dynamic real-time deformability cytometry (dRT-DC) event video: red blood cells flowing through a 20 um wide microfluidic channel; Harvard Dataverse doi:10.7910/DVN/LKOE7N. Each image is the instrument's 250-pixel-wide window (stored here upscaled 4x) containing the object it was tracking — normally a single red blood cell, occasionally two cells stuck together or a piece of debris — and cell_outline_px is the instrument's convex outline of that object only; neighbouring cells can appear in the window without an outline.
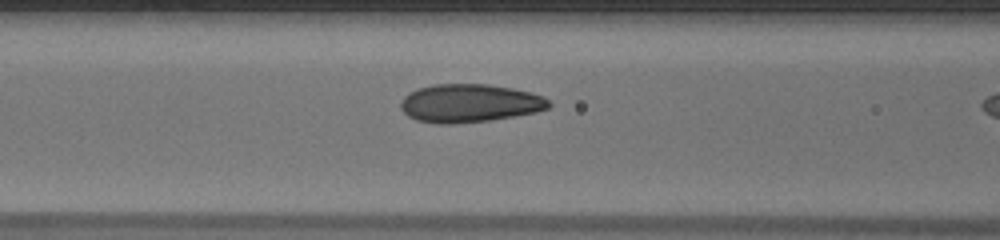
{"species": "human", "species_latin": "Homo sapiens", "temperature_condition": "warm", "stored_images_in_passage": 35, "camera_frame_rate_fps": 3000, "um_per_image_px": 0.085, "donor": {"sex": "male"}, "frame": {"image": 1, "passage_image": 16, "time_ms": 5.0, "image_size_px": [1000, 240], "cell_outline_px": [[552, 104], [548, 108], [536, 112], [488, 120], [452, 124], [436, 124], [416, 120], [408, 116], [400, 108], [400, 104], [404, 96], [408, 92], [432, 84], [488, 84], [512, 88], [532, 92], [544, 96]], "centroid_in_image_um": [39.9, 8.77], "position_along_channel_um": 126.7, "area_um2": 33.12}}
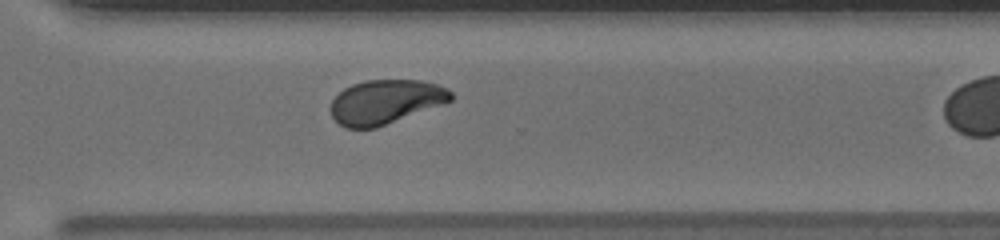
{"frame": {"image": 2, "passage_image": 31, "time_ms": 10.0, "image_size_px": [1000, 240], "cell_outline_px": [[452, 100], [444, 104], [376, 128], [348, 128], [340, 124], [332, 116], [328, 108], [332, 100], [344, 88], [352, 84], [364, 80], [420, 80], [436, 84], [452, 92]], "centroid_in_image_um": [32.75, 8.66], "position_along_channel_um": 337.9, "area_um2": 30.98}}
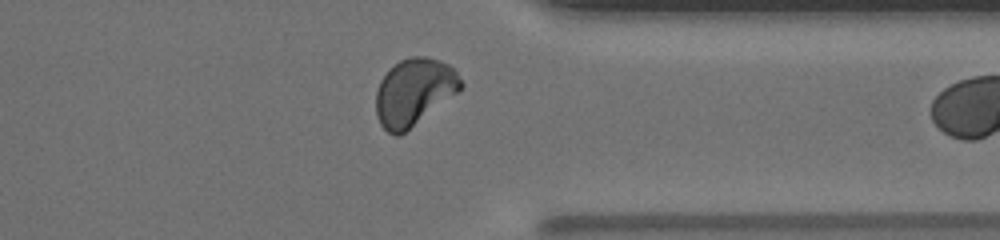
{"frame": {"image": 3, "passage_image": 34, "time_ms": 11.0, "image_size_px": [1000, 240], "cell_outline_px": [[464, 84], [456, 92], [400, 136], [396, 136], [388, 132], [380, 124], [376, 116], [376, 92], [380, 80], [400, 60], [412, 56], [424, 56], [440, 60], [456, 68]], "centroid_in_image_um": [35.19, 7.81], "position_along_channel_um": 376.2, "area_um2": 32.77}}